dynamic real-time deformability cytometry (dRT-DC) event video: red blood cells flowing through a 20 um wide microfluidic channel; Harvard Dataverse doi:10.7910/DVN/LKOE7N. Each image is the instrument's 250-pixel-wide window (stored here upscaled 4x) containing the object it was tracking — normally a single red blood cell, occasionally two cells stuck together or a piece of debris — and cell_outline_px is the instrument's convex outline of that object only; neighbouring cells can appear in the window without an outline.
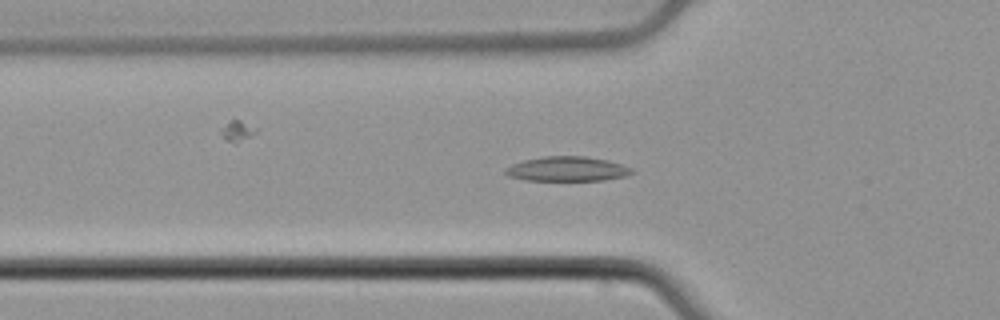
{"species": "common noctule bat (a hibernating species)", "species_latin": "Nyctalus noctula", "temperature_condition": "cold", "stored_images_in_passage": 57, "segment_of_instrument_passage": [1, 2], "camera_frame_rate_fps": 3000, "um_per_image_px": 0.085, "animal": {"sex": "male", "body_mass_g": 21.5, "forearm_length_mm": 52.0}, "frame": {"image": 1, "passage_image": 20, "time_ms": 6.333, "image_size_px": [1000, 320], "cell_outline_px": [[636, 172], [624, 176], [604, 180], [524, 180], [508, 176], [504, 172], [504, 168], [512, 164], [524, 160], [544, 156], [584, 156], [608, 160], [632, 168]], "centroid_in_image_um": [48.19, 14.36], "position_along_channel_um": 77.6, "area_um2": 18.15}}
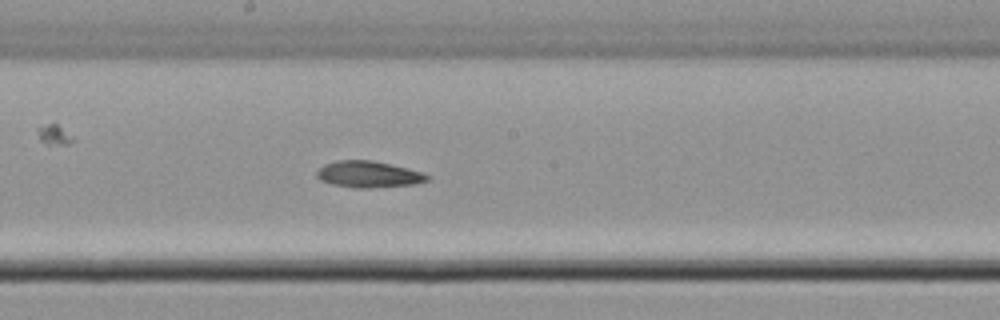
{"frame": {"image": 2, "passage_image": 31, "time_ms": 10.0, "image_size_px": [1000, 320], "cell_outline_px": [[432, 176], [428, 180], [416, 184], [368, 188], [360, 188], [332, 184], [320, 180], [316, 176], [316, 172], [324, 164], [336, 160], [372, 160], [392, 164], [408, 168]], "centroid_in_image_um": [31.33, 14.81], "position_along_channel_um": 216.9, "area_um2": 17.05}}
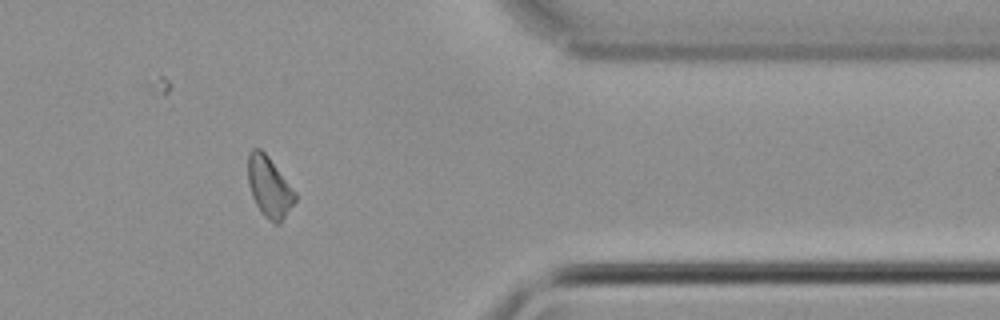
{"frame": {"image": 3, "passage_image": 46, "time_ms": 15.0, "image_size_px": [1000, 320], "cell_outline_px": [[296, 200], [280, 224], [276, 224], [268, 220], [260, 212], [252, 196], [248, 184], [248, 156], [252, 148], [260, 148], [268, 156], [296, 192]], "centroid_in_image_um": [22.88, 15.91], "position_along_channel_um": 388.5, "area_um2": 16.65}}